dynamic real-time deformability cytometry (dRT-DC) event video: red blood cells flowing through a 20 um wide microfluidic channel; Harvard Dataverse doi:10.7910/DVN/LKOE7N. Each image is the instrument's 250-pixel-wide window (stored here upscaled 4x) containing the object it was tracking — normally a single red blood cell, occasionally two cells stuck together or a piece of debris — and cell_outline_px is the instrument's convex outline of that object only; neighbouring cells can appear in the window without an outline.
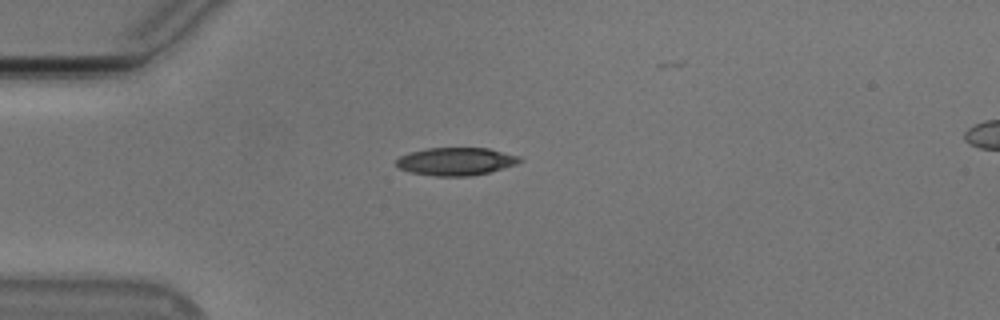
{"species": "Egyptian fruit bat (a non-hibernating species)", "species_latin": "Rousettus aegyptiacus", "temperature_condition": "cold", "stored_images_in_passage": 29, "camera_frame_rate_fps": 3000, "um_per_image_px": 0.085, "animal": {"sex": "male"}, "frame": {"image": 1, "passage_image": 1, "time_ms": 0.0, "image_size_px": [1000, 320], "cell_outline_px": [[524, 160], [516, 164], [504, 168], [488, 172], [468, 176], [436, 176], [412, 172], [400, 168], [396, 164], [396, 160], [400, 156], [408, 152], [424, 148], [488, 148], [520, 156]], "centroid_in_image_um": [38.76, 13.71], "position_along_channel_um": 46.2, "area_um2": 20.0}}
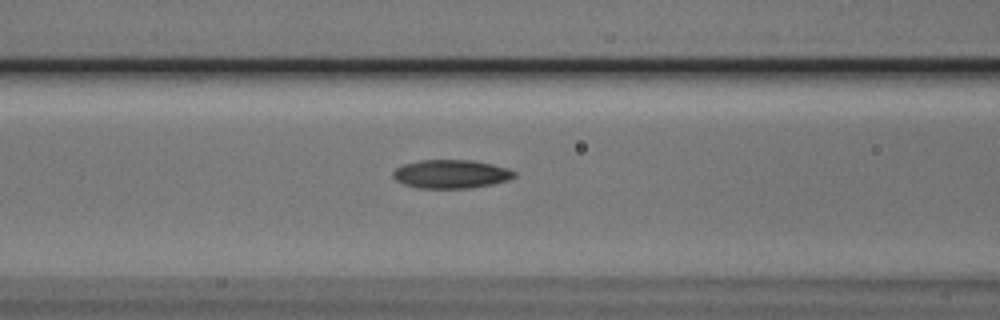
{"frame": {"image": 2, "passage_image": 9, "time_ms": 2.667, "image_size_px": [1000, 320], "cell_outline_px": [[516, 176], [508, 180], [492, 184], [472, 188], [420, 188], [404, 184], [396, 180], [392, 176], [392, 172], [396, 168], [404, 164], [420, 160], [472, 160], [492, 164], [508, 168], [516, 172]], "centroid_in_image_um": [38.35, 14.79], "position_along_channel_um": 128.3, "area_um2": 20.23}}
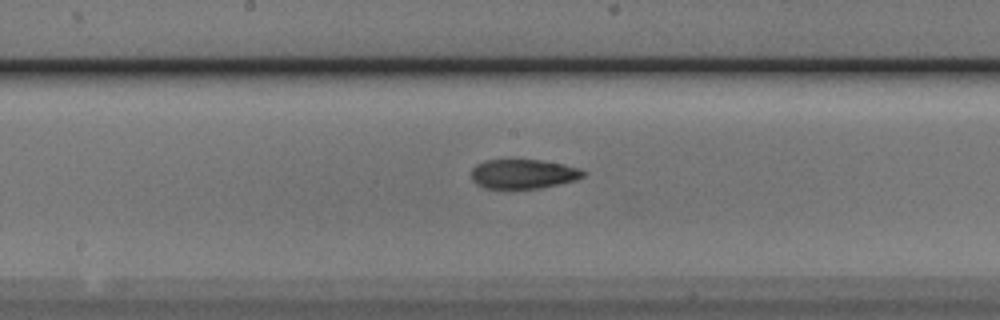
{"frame": {"image": 3, "passage_image": 15, "time_ms": 4.667, "image_size_px": [1000, 320], "cell_outline_px": [[584, 176], [576, 180], [540, 188], [484, 188], [476, 184], [472, 180], [472, 168], [476, 164], [484, 160], [540, 160], [564, 164], [580, 168], [584, 172]], "centroid_in_image_um": [44.46, 14.78], "position_along_channel_um": 203.7, "area_um2": 19.13}, "authors_computed_cell_mechanics": {"area_um2": 19.7676, "velocity_mm_per_s": 3.7755, "shape_relaxation_time_tau1_ms": null, "shape_relaxation_time_tau2_ms": 8.0665, "deformation_change_tau1": null, "deformation_change_tau2": 0.18}}